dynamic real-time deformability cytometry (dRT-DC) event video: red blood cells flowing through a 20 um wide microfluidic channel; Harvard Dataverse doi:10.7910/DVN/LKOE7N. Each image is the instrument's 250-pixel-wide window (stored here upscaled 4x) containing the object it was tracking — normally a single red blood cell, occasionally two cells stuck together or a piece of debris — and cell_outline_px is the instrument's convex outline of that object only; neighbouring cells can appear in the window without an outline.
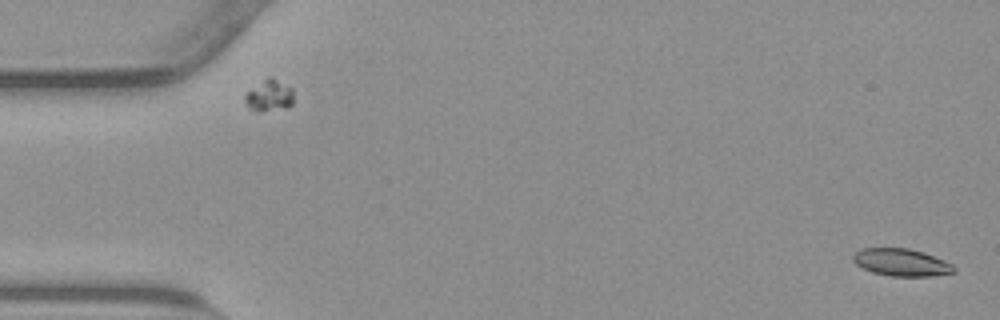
{"species": "common noctule bat (a hibernating species)", "species_latin": "Nyctalus noctula", "temperature_condition": "warm", "stored_images_in_passage": 54, "camera_frame_rate_fps": 3000, "um_per_image_px": 0.085, "animal": {"sex": "male", "body_mass_g": 23.1, "forearm_length_mm": 52.7}, "frame": {"image": 1, "passage_image": 1, "time_ms": 0.0, "image_size_px": [1000, 320], "cell_outline_px": [[956, 272], [932, 276], [892, 276], [872, 272], [856, 264], [852, 260], [852, 256], [860, 248], [908, 248], [924, 252], [944, 260], [952, 264], [956, 268]], "centroid_in_image_um": [76.63, 22.3], "position_along_channel_um": 8.4, "area_um2": 16.13}}
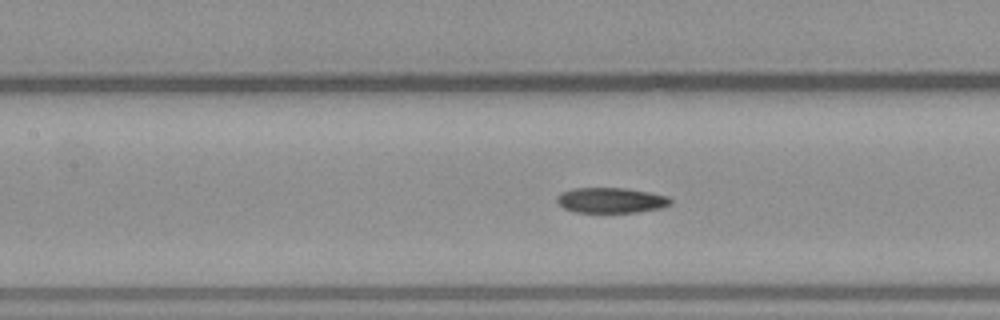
{"frame": {"image": 2, "passage_image": 24, "time_ms": 7.667, "image_size_px": [1000, 320], "cell_outline_px": [[672, 204], [660, 208], [636, 212], [576, 212], [564, 208], [556, 200], [556, 196], [560, 192], [572, 188], [624, 188], [648, 192], [668, 196], [672, 200]], "centroid_in_image_um": [51.92, 17.02], "position_along_channel_um": 155.5, "area_um2": 16.76}}
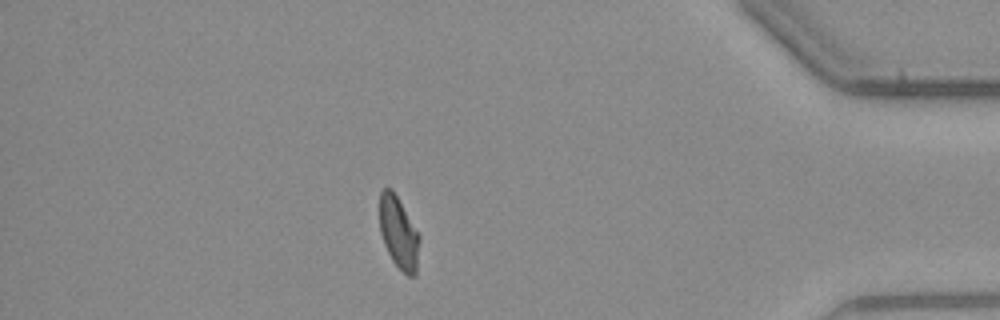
{"frame": {"image": 3, "passage_image": 47, "time_ms": 15.333, "image_size_px": [1000, 320], "cell_outline_px": [[420, 240], [416, 276], [408, 276], [392, 260], [384, 244], [380, 232], [380, 192], [384, 188], [392, 188], [420, 236]], "centroid_in_image_um": [33.89, 19.8], "position_along_channel_um": 401.3, "area_um2": 16.59}, "authors_computed_cell_mechanics": {"area_um2": 17.2244, "velocity_mm_per_s": 3.7955, "shape_relaxation_time_tau1_ms": 7.1599, "shape_relaxation_time_tau2_ms": 2.8657, "deformation_change_tau1": 0.1792, "deformation_change_tau2": 0.0809}}